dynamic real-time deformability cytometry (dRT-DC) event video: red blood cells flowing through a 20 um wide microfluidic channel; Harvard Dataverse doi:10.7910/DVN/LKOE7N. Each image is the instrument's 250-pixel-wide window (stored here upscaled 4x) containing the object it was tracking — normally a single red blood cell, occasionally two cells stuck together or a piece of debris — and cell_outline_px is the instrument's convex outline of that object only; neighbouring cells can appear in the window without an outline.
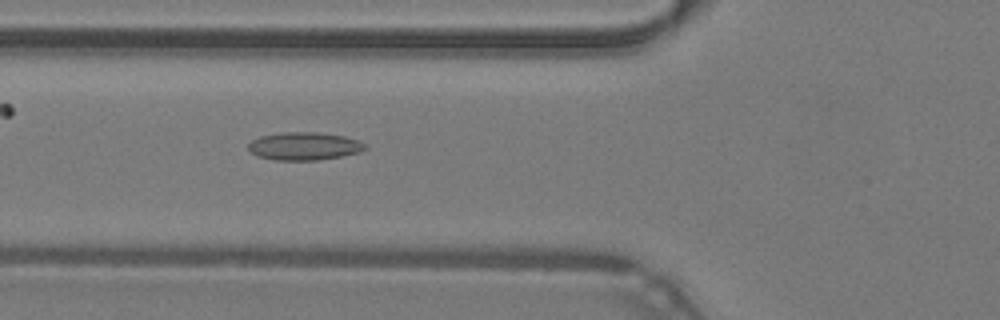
{"species": "common noctule bat (a hibernating species)", "species_latin": "Nyctalus noctula", "temperature_condition": "warm", "stored_images_in_passage": 47, "camera_frame_rate_fps": 3000, "um_per_image_px": 0.085, "animal": {"sex": "male", "body_mass_g": 19.2, "forearm_length_mm": 51.8}, "frame": {"image": 1, "passage_image": 17, "time_ms": 5.333, "image_size_px": [1000, 320], "cell_outline_px": [[368, 148], [360, 152], [340, 156], [316, 160], [276, 160], [256, 156], [248, 148], [248, 144], [252, 140], [260, 136], [280, 132], [320, 132], [344, 136], [356, 140], [364, 144]], "centroid_in_image_um": [25.83, 12.41], "position_along_channel_um": 100.0, "area_um2": 18.96}}
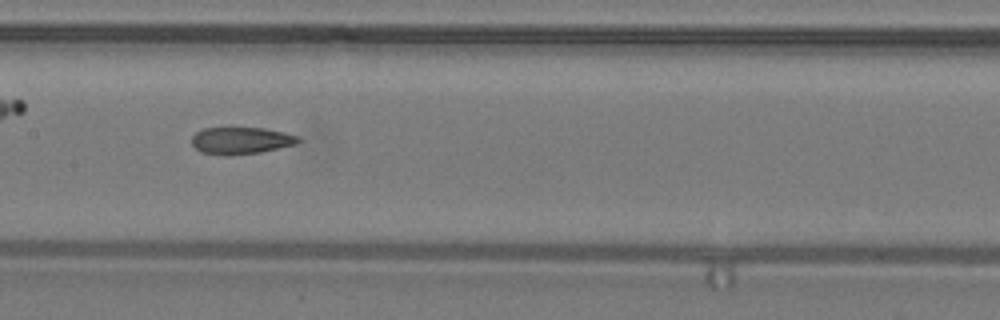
{"frame": {"image": 2, "passage_image": 23, "time_ms": 7.333, "image_size_px": [1000, 320], "cell_outline_px": [[300, 140], [296, 144], [260, 152], [200, 152], [192, 144], [192, 136], [196, 132], [204, 128], [264, 128], [284, 132], [300, 136]], "centroid_in_image_um": [20.54, 11.89], "position_along_channel_um": 186.9, "area_um2": 15.9}}
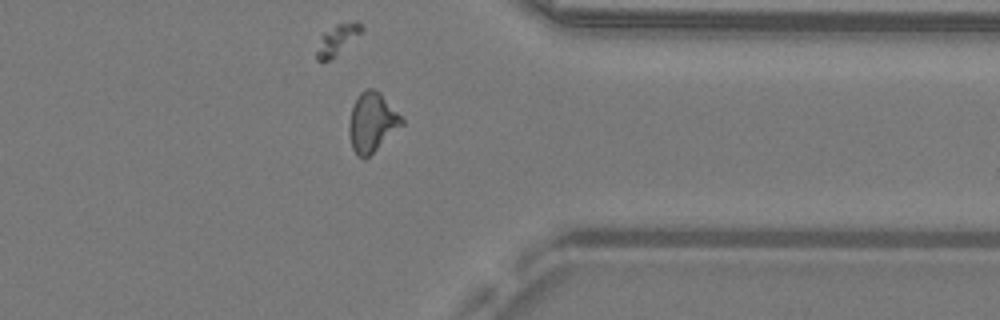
{"frame": {"image": 3, "passage_image": 37, "time_ms": 12.0, "image_size_px": [1000, 320], "cell_outline_px": [[404, 124], [364, 160], [356, 156], [352, 148], [348, 132], [348, 124], [352, 108], [360, 92], [364, 88], [372, 88], [380, 92], [404, 120]], "centroid_in_image_um": [31.6, 10.41], "position_along_channel_um": 379.8, "area_um2": 18.21}, "authors_computed_cell_mechanics": {"area_um2": 17.8024, "velocity_mm_per_s": 4.3155, "shape_relaxation_time_tau1_ms": null, "shape_relaxation_time_tau2_ms": 1.6107, "deformation_change_tau1": null, "deformation_change_tau2": 0.085}}